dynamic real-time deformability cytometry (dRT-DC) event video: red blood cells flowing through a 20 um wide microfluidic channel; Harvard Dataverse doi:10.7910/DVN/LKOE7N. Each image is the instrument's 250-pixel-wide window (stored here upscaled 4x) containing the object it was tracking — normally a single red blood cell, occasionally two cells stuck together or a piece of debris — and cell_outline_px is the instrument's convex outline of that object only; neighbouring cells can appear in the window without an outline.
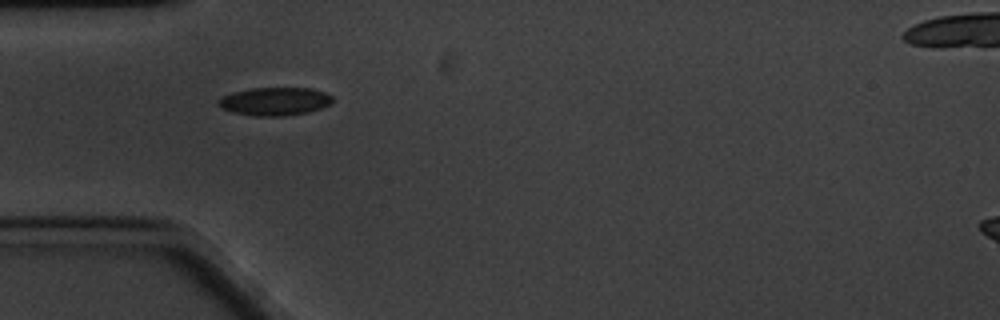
{"species": "common noctule bat (a hibernating species)", "species_latin": "Nyctalus noctula", "temperature_condition": "cold", "stored_images_in_passage": 43, "camera_frame_rate_fps": 3000, "um_per_image_px": 0.085, "animal": {"sex": "male", "body_mass_g": 20.1, "forearm_length_mm": 53.5}, "frame": {"image": 1, "passage_image": 1, "time_ms": 0.0, "image_size_px": [1000, 320], "cell_outline_px": [[332, 100], [328, 104], [320, 108], [308, 112], [284, 116], [252, 116], [232, 112], [220, 108], [216, 104], [216, 100], [232, 92], [252, 88], [312, 88], [324, 92], [332, 96]], "centroid_in_image_um": [23.29, 8.62], "position_along_channel_um": 61.7, "area_um2": 18.79}}
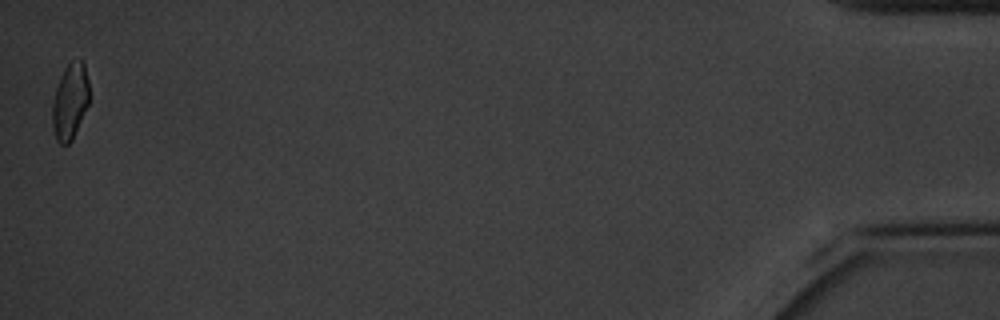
{"frame": {"image": 2, "passage_image": 43, "time_ms": 14.0, "image_size_px": [1000, 320], "cell_outline_px": [[88, 104], [72, 140], [68, 144], [60, 144], [56, 140], [52, 128], [52, 100], [60, 76], [64, 68], [72, 60], [80, 60], [84, 64], [88, 80]], "centroid_in_image_um": [5.93, 8.63], "position_along_channel_um": 429.3, "area_um2": 16.3}, "authors_computed_cell_mechanics": {"area_um2": 17.8602, "velocity_mm_per_s": 3.309, "shape_relaxation_time_tau1_ms": 5.2847, "shape_relaxation_time_tau2_ms": 1.752, "deformation_change_tau1": 0.1139, "deformation_change_tau2": 0.0707}}